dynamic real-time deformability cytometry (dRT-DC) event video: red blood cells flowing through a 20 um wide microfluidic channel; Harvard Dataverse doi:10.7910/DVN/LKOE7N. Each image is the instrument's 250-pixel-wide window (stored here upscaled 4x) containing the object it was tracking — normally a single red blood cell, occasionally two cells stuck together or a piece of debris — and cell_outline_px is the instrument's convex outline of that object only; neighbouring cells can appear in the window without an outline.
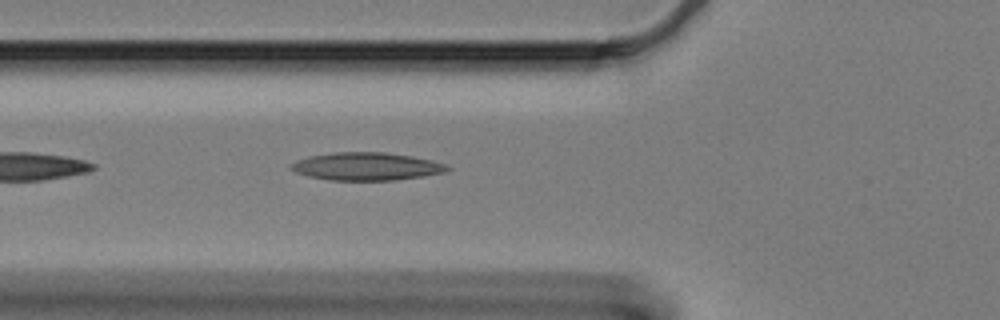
{"species": "Egyptian fruit bat (a non-hibernating species)", "species_latin": "Rousettus aegyptiacus", "temperature_condition": "cold", "stored_images_in_passage": 20, "camera_frame_rate_fps": 3000, "um_per_image_px": 0.085, "animal": {"sex": "female"}, "frame": {"image": 1, "passage_image": 4, "time_ms": 1.0, "image_size_px": [1000, 320], "cell_outline_px": [[452, 168], [444, 172], [424, 176], [396, 180], [328, 180], [308, 176], [296, 172], [288, 168], [288, 164], [296, 160], [308, 156], [332, 152], [384, 152], [412, 156], [432, 160], [448, 164]], "centroid_in_image_um": [31.13, 14.14], "position_along_channel_um": 94.7, "area_um2": 25.66}}
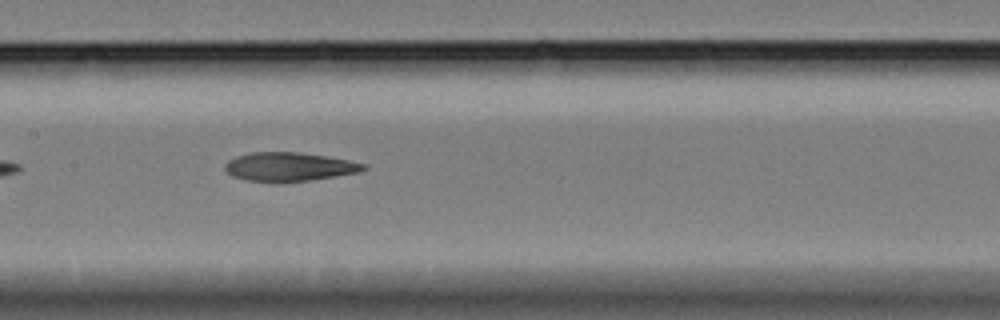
{"frame": {"image": 2, "passage_image": 12, "time_ms": 3.667, "image_size_px": [1000, 320], "cell_outline_px": [[368, 168], [360, 172], [308, 180], [276, 184], [244, 180], [232, 176], [224, 168], [224, 164], [228, 160], [236, 156], [248, 152], [300, 152], [348, 160], [364, 164]], "centroid_in_image_um": [24.5, 14.19], "position_along_channel_um": 182.9, "area_um2": 23.58}}
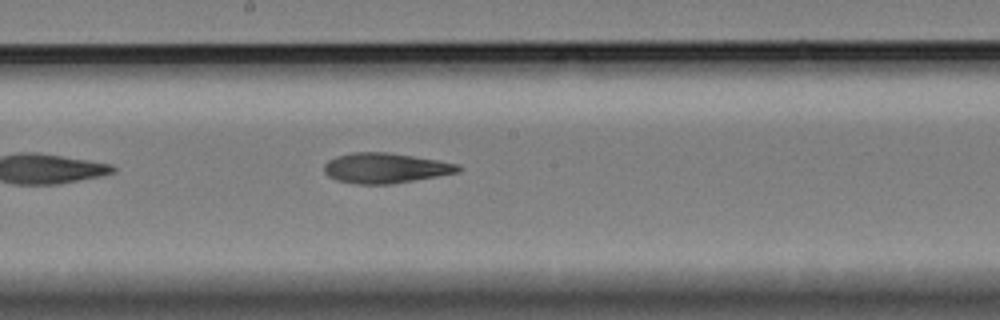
{"frame": {"image": 3, "passage_image": 15, "time_ms": 4.667, "image_size_px": [1000, 320], "cell_outline_px": [[464, 168], [460, 172], [392, 184], [356, 184], [336, 180], [328, 176], [324, 172], [324, 164], [328, 160], [336, 156], [352, 152], [388, 152], [460, 164]], "centroid_in_image_um": [32.76, 14.28], "position_along_channel_um": 215.4, "area_um2": 23.7}}